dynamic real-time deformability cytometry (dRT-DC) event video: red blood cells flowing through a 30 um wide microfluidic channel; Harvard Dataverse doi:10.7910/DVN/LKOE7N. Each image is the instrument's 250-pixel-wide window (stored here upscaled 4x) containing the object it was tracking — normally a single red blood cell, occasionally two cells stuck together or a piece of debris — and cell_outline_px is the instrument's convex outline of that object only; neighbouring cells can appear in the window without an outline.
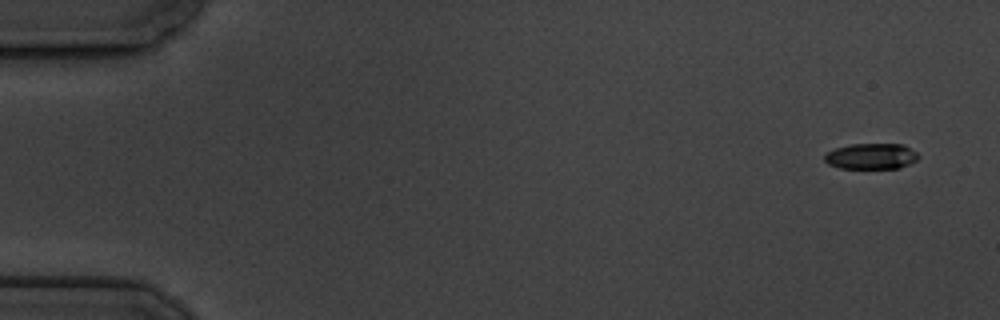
{"species": "common noctule bat (a hibernating species)", "species_latin": "Nyctalus noctula", "temperature_condition": "cold", "stored_images_in_passage": 6, "camera_frame_rate_fps": 3000, "um_per_image_px": 0.085, "animal": {"sex": "male", "body_mass_g": 19.5, "forearm_length_mm": 54.6}, "frame": {"image": 1, "passage_image": 1, "time_ms": 0.0, "image_size_px": [1000, 320], "cell_outline_px": [[920, 156], [916, 160], [900, 168], [840, 168], [828, 164], [824, 160], [824, 156], [828, 152], [836, 148], [852, 144], [904, 144], [916, 152]], "centroid_in_image_um": [74.07, 13.28], "position_along_channel_um": 10.9, "area_um2": 14.05}}